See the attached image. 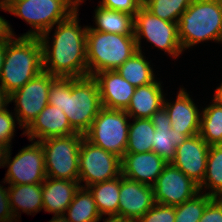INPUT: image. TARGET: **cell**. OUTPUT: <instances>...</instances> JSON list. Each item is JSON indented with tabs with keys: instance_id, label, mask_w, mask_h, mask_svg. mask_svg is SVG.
I'll use <instances>...</instances> for the list:
<instances>
[{
	"instance_id": "obj_23",
	"label": "cell",
	"mask_w": 222,
	"mask_h": 222,
	"mask_svg": "<svg viewBox=\"0 0 222 222\" xmlns=\"http://www.w3.org/2000/svg\"><path fill=\"white\" fill-rule=\"evenodd\" d=\"M8 191L10 207L17 222L22 212L34 216L43 210L42 183L8 185Z\"/></svg>"
},
{
	"instance_id": "obj_38",
	"label": "cell",
	"mask_w": 222,
	"mask_h": 222,
	"mask_svg": "<svg viewBox=\"0 0 222 222\" xmlns=\"http://www.w3.org/2000/svg\"><path fill=\"white\" fill-rule=\"evenodd\" d=\"M12 36H15V32L12 29L9 21L0 16V42L7 41Z\"/></svg>"
},
{
	"instance_id": "obj_45",
	"label": "cell",
	"mask_w": 222,
	"mask_h": 222,
	"mask_svg": "<svg viewBox=\"0 0 222 222\" xmlns=\"http://www.w3.org/2000/svg\"><path fill=\"white\" fill-rule=\"evenodd\" d=\"M6 148L0 144V167H2L3 155Z\"/></svg>"
},
{
	"instance_id": "obj_35",
	"label": "cell",
	"mask_w": 222,
	"mask_h": 222,
	"mask_svg": "<svg viewBox=\"0 0 222 222\" xmlns=\"http://www.w3.org/2000/svg\"><path fill=\"white\" fill-rule=\"evenodd\" d=\"M99 5L101 7L127 13L134 17L143 3L141 0H100Z\"/></svg>"
},
{
	"instance_id": "obj_44",
	"label": "cell",
	"mask_w": 222,
	"mask_h": 222,
	"mask_svg": "<svg viewBox=\"0 0 222 222\" xmlns=\"http://www.w3.org/2000/svg\"><path fill=\"white\" fill-rule=\"evenodd\" d=\"M15 0H0V9L8 12L7 6L10 5Z\"/></svg>"
},
{
	"instance_id": "obj_4",
	"label": "cell",
	"mask_w": 222,
	"mask_h": 222,
	"mask_svg": "<svg viewBox=\"0 0 222 222\" xmlns=\"http://www.w3.org/2000/svg\"><path fill=\"white\" fill-rule=\"evenodd\" d=\"M177 25L183 52L208 41L222 44V0H193Z\"/></svg>"
},
{
	"instance_id": "obj_8",
	"label": "cell",
	"mask_w": 222,
	"mask_h": 222,
	"mask_svg": "<svg viewBox=\"0 0 222 222\" xmlns=\"http://www.w3.org/2000/svg\"><path fill=\"white\" fill-rule=\"evenodd\" d=\"M129 120L125 110L103 107L84 136L92 144L122 158L128 144Z\"/></svg>"
},
{
	"instance_id": "obj_11",
	"label": "cell",
	"mask_w": 222,
	"mask_h": 222,
	"mask_svg": "<svg viewBox=\"0 0 222 222\" xmlns=\"http://www.w3.org/2000/svg\"><path fill=\"white\" fill-rule=\"evenodd\" d=\"M121 175V158L83 138L79 151L80 186H89ZM84 183V184H83ZM82 184V185H81Z\"/></svg>"
},
{
	"instance_id": "obj_29",
	"label": "cell",
	"mask_w": 222,
	"mask_h": 222,
	"mask_svg": "<svg viewBox=\"0 0 222 222\" xmlns=\"http://www.w3.org/2000/svg\"><path fill=\"white\" fill-rule=\"evenodd\" d=\"M211 99V104L202 106L199 135L209 146L222 145V105Z\"/></svg>"
},
{
	"instance_id": "obj_41",
	"label": "cell",
	"mask_w": 222,
	"mask_h": 222,
	"mask_svg": "<svg viewBox=\"0 0 222 222\" xmlns=\"http://www.w3.org/2000/svg\"><path fill=\"white\" fill-rule=\"evenodd\" d=\"M213 99L216 100L220 105H222V81L221 84L218 87H216Z\"/></svg>"
},
{
	"instance_id": "obj_46",
	"label": "cell",
	"mask_w": 222,
	"mask_h": 222,
	"mask_svg": "<svg viewBox=\"0 0 222 222\" xmlns=\"http://www.w3.org/2000/svg\"><path fill=\"white\" fill-rule=\"evenodd\" d=\"M77 1H78V8H80V5L83 4V2H84L85 0H77Z\"/></svg>"
},
{
	"instance_id": "obj_37",
	"label": "cell",
	"mask_w": 222,
	"mask_h": 222,
	"mask_svg": "<svg viewBox=\"0 0 222 222\" xmlns=\"http://www.w3.org/2000/svg\"><path fill=\"white\" fill-rule=\"evenodd\" d=\"M0 222H17L10 207L8 187L0 184Z\"/></svg>"
},
{
	"instance_id": "obj_13",
	"label": "cell",
	"mask_w": 222,
	"mask_h": 222,
	"mask_svg": "<svg viewBox=\"0 0 222 222\" xmlns=\"http://www.w3.org/2000/svg\"><path fill=\"white\" fill-rule=\"evenodd\" d=\"M155 203L176 206L200 192L199 185L168 163L153 185Z\"/></svg>"
},
{
	"instance_id": "obj_7",
	"label": "cell",
	"mask_w": 222,
	"mask_h": 222,
	"mask_svg": "<svg viewBox=\"0 0 222 222\" xmlns=\"http://www.w3.org/2000/svg\"><path fill=\"white\" fill-rule=\"evenodd\" d=\"M134 36L139 51H142V40L145 38L158 50L164 51L173 59L182 55L183 49L178 36V25L156 17L144 5L134 16Z\"/></svg>"
},
{
	"instance_id": "obj_32",
	"label": "cell",
	"mask_w": 222,
	"mask_h": 222,
	"mask_svg": "<svg viewBox=\"0 0 222 222\" xmlns=\"http://www.w3.org/2000/svg\"><path fill=\"white\" fill-rule=\"evenodd\" d=\"M212 196L199 192L192 198L175 206V222H199Z\"/></svg>"
},
{
	"instance_id": "obj_42",
	"label": "cell",
	"mask_w": 222,
	"mask_h": 222,
	"mask_svg": "<svg viewBox=\"0 0 222 222\" xmlns=\"http://www.w3.org/2000/svg\"><path fill=\"white\" fill-rule=\"evenodd\" d=\"M4 55H5V41H2L0 42V76H1V71L3 69Z\"/></svg>"
},
{
	"instance_id": "obj_43",
	"label": "cell",
	"mask_w": 222,
	"mask_h": 222,
	"mask_svg": "<svg viewBox=\"0 0 222 222\" xmlns=\"http://www.w3.org/2000/svg\"><path fill=\"white\" fill-rule=\"evenodd\" d=\"M48 222H70L64 215H54Z\"/></svg>"
},
{
	"instance_id": "obj_22",
	"label": "cell",
	"mask_w": 222,
	"mask_h": 222,
	"mask_svg": "<svg viewBox=\"0 0 222 222\" xmlns=\"http://www.w3.org/2000/svg\"><path fill=\"white\" fill-rule=\"evenodd\" d=\"M159 79L148 85L136 87L125 112L130 118H146L151 116L163 107L165 94L164 86Z\"/></svg>"
},
{
	"instance_id": "obj_19",
	"label": "cell",
	"mask_w": 222,
	"mask_h": 222,
	"mask_svg": "<svg viewBox=\"0 0 222 222\" xmlns=\"http://www.w3.org/2000/svg\"><path fill=\"white\" fill-rule=\"evenodd\" d=\"M93 77L98 82L104 108L125 110L128 107L136 87L126 81L117 70L98 72Z\"/></svg>"
},
{
	"instance_id": "obj_31",
	"label": "cell",
	"mask_w": 222,
	"mask_h": 222,
	"mask_svg": "<svg viewBox=\"0 0 222 222\" xmlns=\"http://www.w3.org/2000/svg\"><path fill=\"white\" fill-rule=\"evenodd\" d=\"M193 0H146L143 5L156 17L178 23Z\"/></svg>"
},
{
	"instance_id": "obj_24",
	"label": "cell",
	"mask_w": 222,
	"mask_h": 222,
	"mask_svg": "<svg viewBox=\"0 0 222 222\" xmlns=\"http://www.w3.org/2000/svg\"><path fill=\"white\" fill-rule=\"evenodd\" d=\"M92 21V30L120 35H134V17L124 12L97 5Z\"/></svg>"
},
{
	"instance_id": "obj_3",
	"label": "cell",
	"mask_w": 222,
	"mask_h": 222,
	"mask_svg": "<svg viewBox=\"0 0 222 222\" xmlns=\"http://www.w3.org/2000/svg\"><path fill=\"white\" fill-rule=\"evenodd\" d=\"M12 36L5 41L0 87L11 95L43 71L42 45L39 37Z\"/></svg>"
},
{
	"instance_id": "obj_17",
	"label": "cell",
	"mask_w": 222,
	"mask_h": 222,
	"mask_svg": "<svg viewBox=\"0 0 222 222\" xmlns=\"http://www.w3.org/2000/svg\"><path fill=\"white\" fill-rule=\"evenodd\" d=\"M168 163L155 152L125 153L121 158V175L153 186Z\"/></svg>"
},
{
	"instance_id": "obj_33",
	"label": "cell",
	"mask_w": 222,
	"mask_h": 222,
	"mask_svg": "<svg viewBox=\"0 0 222 222\" xmlns=\"http://www.w3.org/2000/svg\"><path fill=\"white\" fill-rule=\"evenodd\" d=\"M16 123L19 125L14 112H10L7 107L0 111V144L4 148H9L12 145L16 133Z\"/></svg>"
},
{
	"instance_id": "obj_12",
	"label": "cell",
	"mask_w": 222,
	"mask_h": 222,
	"mask_svg": "<svg viewBox=\"0 0 222 222\" xmlns=\"http://www.w3.org/2000/svg\"><path fill=\"white\" fill-rule=\"evenodd\" d=\"M56 77L42 71L23 87L9 95V103L14 102V114L19 122V129L24 130L48 104L49 89Z\"/></svg>"
},
{
	"instance_id": "obj_9",
	"label": "cell",
	"mask_w": 222,
	"mask_h": 222,
	"mask_svg": "<svg viewBox=\"0 0 222 222\" xmlns=\"http://www.w3.org/2000/svg\"><path fill=\"white\" fill-rule=\"evenodd\" d=\"M84 134L46 138L40 142L45 156L46 176L56 179L78 180L79 151Z\"/></svg>"
},
{
	"instance_id": "obj_1",
	"label": "cell",
	"mask_w": 222,
	"mask_h": 222,
	"mask_svg": "<svg viewBox=\"0 0 222 222\" xmlns=\"http://www.w3.org/2000/svg\"><path fill=\"white\" fill-rule=\"evenodd\" d=\"M78 12L79 8L67 19L58 22L55 25L56 29L50 28L39 36L42 45L43 71L55 77L88 76L86 58L88 25L82 28ZM50 32L53 33L52 36Z\"/></svg>"
},
{
	"instance_id": "obj_2",
	"label": "cell",
	"mask_w": 222,
	"mask_h": 222,
	"mask_svg": "<svg viewBox=\"0 0 222 222\" xmlns=\"http://www.w3.org/2000/svg\"><path fill=\"white\" fill-rule=\"evenodd\" d=\"M48 104L61 109L78 133L85 134L103 108L99 85L93 76L56 77L50 86Z\"/></svg>"
},
{
	"instance_id": "obj_14",
	"label": "cell",
	"mask_w": 222,
	"mask_h": 222,
	"mask_svg": "<svg viewBox=\"0 0 222 222\" xmlns=\"http://www.w3.org/2000/svg\"><path fill=\"white\" fill-rule=\"evenodd\" d=\"M186 91L180 86L176 99L172 102L165 95L163 107L169 115L171 128L189 138L199 134L202 108L198 109L190 92Z\"/></svg>"
},
{
	"instance_id": "obj_10",
	"label": "cell",
	"mask_w": 222,
	"mask_h": 222,
	"mask_svg": "<svg viewBox=\"0 0 222 222\" xmlns=\"http://www.w3.org/2000/svg\"><path fill=\"white\" fill-rule=\"evenodd\" d=\"M30 145L23 147L11 158L12 146L6 148L2 168L7 167L4 181L8 185L38 184L45 181V156L39 141L29 140Z\"/></svg>"
},
{
	"instance_id": "obj_39",
	"label": "cell",
	"mask_w": 222,
	"mask_h": 222,
	"mask_svg": "<svg viewBox=\"0 0 222 222\" xmlns=\"http://www.w3.org/2000/svg\"><path fill=\"white\" fill-rule=\"evenodd\" d=\"M9 95L0 87V111L9 107Z\"/></svg>"
},
{
	"instance_id": "obj_6",
	"label": "cell",
	"mask_w": 222,
	"mask_h": 222,
	"mask_svg": "<svg viewBox=\"0 0 222 222\" xmlns=\"http://www.w3.org/2000/svg\"><path fill=\"white\" fill-rule=\"evenodd\" d=\"M77 9V0H15L7 6V13L32 27L21 36L39 37Z\"/></svg>"
},
{
	"instance_id": "obj_40",
	"label": "cell",
	"mask_w": 222,
	"mask_h": 222,
	"mask_svg": "<svg viewBox=\"0 0 222 222\" xmlns=\"http://www.w3.org/2000/svg\"><path fill=\"white\" fill-rule=\"evenodd\" d=\"M101 219H103V222H136L134 220L118 216H105L104 218L102 217Z\"/></svg>"
},
{
	"instance_id": "obj_30",
	"label": "cell",
	"mask_w": 222,
	"mask_h": 222,
	"mask_svg": "<svg viewBox=\"0 0 222 222\" xmlns=\"http://www.w3.org/2000/svg\"><path fill=\"white\" fill-rule=\"evenodd\" d=\"M125 153L152 152L155 128L151 119L131 118Z\"/></svg>"
},
{
	"instance_id": "obj_34",
	"label": "cell",
	"mask_w": 222,
	"mask_h": 222,
	"mask_svg": "<svg viewBox=\"0 0 222 222\" xmlns=\"http://www.w3.org/2000/svg\"><path fill=\"white\" fill-rule=\"evenodd\" d=\"M136 222H175V206L155 203Z\"/></svg>"
},
{
	"instance_id": "obj_36",
	"label": "cell",
	"mask_w": 222,
	"mask_h": 222,
	"mask_svg": "<svg viewBox=\"0 0 222 222\" xmlns=\"http://www.w3.org/2000/svg\"><path fill=\"white\" fill-rule=\"evenodd\" d=\"M199 222H222V198L213 197L208 202Z\"/></svg>"
},
{
	"instance_id": "obj_21",
	"label": "cell",
	"mask_w": 222,
	"mask_h": 222,
	"mask_svg": "<svg viewBox=\"0 0 222 222\" xmlns=\"http://www.w3.org/2000/svg\"><path fill=\"white\" fill-rule=\"evenodd\" d=\"M80 187L78 180L46 177L42 183L44 211L53 215H64Z\"/></svg>"
},
{
	"instance_id": "obj_5",
	"label": "cell",
	"mask_w": 222,
	"mask_h": 222,
	"mask_svg": "<svg viewBox=\"0 0 222 222\" xmlns=\"http://www.w3.org/2000/svg\"><path fill=\"white\" fill-rule=\"evenodd\" d=\"M138 51L134 35H120L92 30L86 35L88 76L98 72L118 69Z\"/></svg>"
},
{
	"instance_id": "obj_15",
	"label": "cell",
	"mask_w": 222,
	"mask_h": 222,
	"mask_svg": "<svg viewBox=\"0 0 222 222\" xmlns=\"http://www.w3.org/2000/svg\"><path fill=\"white\" fill-rule=\"evenodd\" d=\"M154 204L153 186L120 175L118 217L137 221Z\"/></svg>"
},
{
	"instance_id": "obj_18",
	"label": "cell",
	"mask_w": 222,
	"mask_h": 222,
	"mask_svg": "<svg viewBox=\"0 0 222 222\" xmlns=\"http://www.w3.org/2000/svg\"><path fill=\"white\" fill-rule=\"evenodd\" d=\"M74 133L77 132L71 127L65 113L57 106L50 104H47L24 130V135L27 136L28 140L34 141L53 137H65Z\"/></svg>"
},
{
	"instance_id": "obj_26",
	"label": "cell",
	"mask_w": 222,
	"mask_h": 222,
	"mask_svg": "<svg viewBox=\"0 0 222 222\" xmlns=\"http://www.w3.org/2000/svg\"><path fill=\"white\" fill-rule=\"evenodd\" d=\"M101 217L118 216L120 176L88 187Z\"/></svg>"
},
{
	"instance_id": "obj_27",
	"label": "cell",
	"mask_w": 222,
	"mask_h": 222,
	"mask_svg": "<svg viewBox=\"0 0 222 222\" xmlns=\"http://www.w3.org/2000/svg\"><path fill=\"white\" fill-rule=\"evenodd\" d=\"M64 216L70 222H100L102 220L92 193L88 188L83 187L75 193Z\"/></svg>"
},
{
	"instance_id": "obj_28",
	"label": "cell",
	"mask_w": 222,
	"mask_h": 222,
	"mask_svg": "<svg viewBox=\"0 0 222 222\" xmlns=\"http://www.w3.org/2000/svg\"><path fill=\"white\" fill-rule=\"evenodd\" d=\"M199 190L209 196L222 198V145L209 147L206 173Z\"/></svg>"
},
{
	"instance_id": "obj_16",
	"label": "cell",
	"mask_w": 222,
	"mask_h": 222,
	"mask_svg": "<svg viewBox=\"0 0 222 222\" xmlns=\"http://www.w3.org/2000/svg\"><path fill=\"white\" fill-rule=\"evenodd\" d=\"M209 147L199 134L189 137L176 147L174 159L170 163L200 185L206 173Z\"/></svg>"
},
{
	"instance_id": "obj_20",
	"label": "cell",
	"mask_w": 222,
	"mask_h": 222,
	"mask_svg": "<svg viewBox=\"0 0 222 222\" xmlns=\"http://www.w3.org/2000/svg\"><path fill=\"white\" fill-rule=\"evenodd\" d=\"M150 119L155 128L152 151L170 163L174 159L176 147L188 137L171 128L169 115L164 107L156 111Z\"/></svg>"
},
{
	"instance_id": "obj_25",
	"label": "cell",
	"mask_w": 222,
	"mask_h": 222,
	"mask_svg": "<svg viewBox=\"0 0 222 222\" xmlns=\"http://www.w3.org/2000/svg\"><path fill=\"white\" fill-rule=\"evenodd\" d=\"M146 58L145 53L138 50L116 70L134 87L148 85L153 83L157 77H155L151 60L148 61Z\"/></svg>"
}]
</instances>
